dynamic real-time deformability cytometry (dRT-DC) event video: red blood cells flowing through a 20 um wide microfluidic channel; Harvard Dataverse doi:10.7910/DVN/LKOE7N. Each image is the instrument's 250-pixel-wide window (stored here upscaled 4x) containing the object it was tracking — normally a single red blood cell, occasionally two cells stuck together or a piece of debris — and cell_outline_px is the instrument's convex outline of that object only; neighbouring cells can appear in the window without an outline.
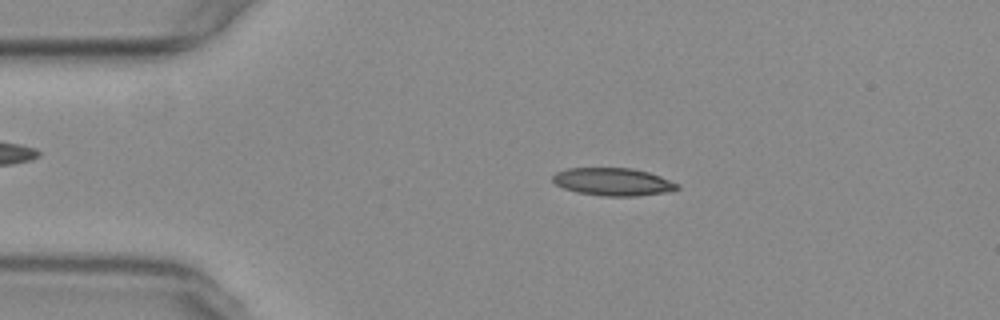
{"species": "common noctule bat (a hibernating species)", "species_latin": "Nyctalus noctula", "temperature_condition": "warm", "stored_images_in_passage": 47, "camera_frame_rate_fps": 3000, "um_per_image_px": 0.085, "animal": {"sex": "female", "body_mass_g": 29.2, "forearm_length_mm": 56.3}, "frame": {"image": 1, "passage_image": 3, "time_ms": 0.667, "image_size_px": [1000, 320], "cell_outline_px": [[680, 188], [668, 192], [636, 196], [604, 196], [576, 192], [564, 188], [556, 184], [552, 180], [552, 176], [556, 172], [568, 168], [632, 168], [648, 172], [660, 176], [680, 184]], "centroid_in_image_um": [52.12, 15.45], "position_along_channel_um": 32.9, "area_um2": 20.17}}
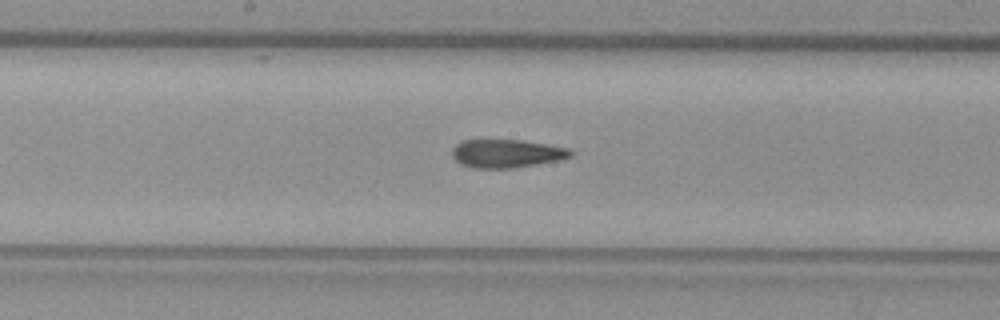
{"frame": {"image": 2, "passage_image": 20, "time_ms": 6.333, "image_size_px": [1000, 320], "cell_outline_px": [[572, 156], [560, 160], [512, 168], [472, 168], [460, 164], [452, 156], [452, 148], [456, 144], [464, 140], [524, 140], [572, 148]], "centroid_in_image_um": [43.08, 13.04], "position_along_channel_um": 205.1, "area_um2": 19.71}}
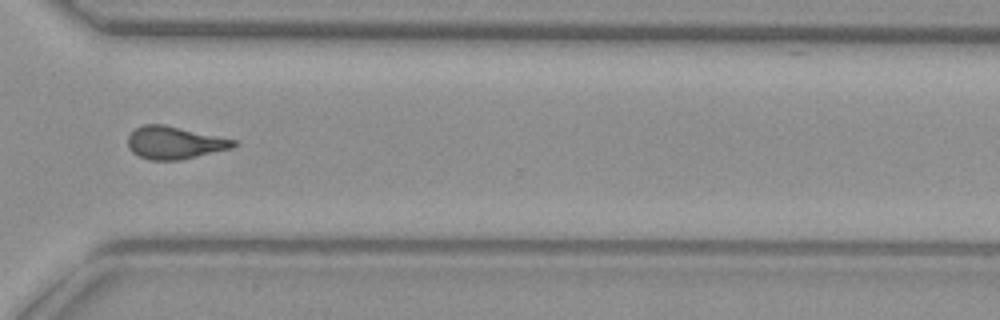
{"frame": {"image": 3, "passage_image": 32, "time_ms": 10.333, "image_size_px": [1000, 320], "cell_outline_px": [[236, 144], [232, 148], [180, 160], [148, 160], [132, 152], [128, 148], [128, 136], [136, 128], [144, 124], [164, 124], [236, 140]], "centroid_in_image_um": [14.81, 12.13], "position_along_channel_um": 355.8, "area_um2": 19.94}, "authors_computed_cell_mechanics": {"area_um2": 19.941, "velocity_mm_per_s": 3.7644, "shape_relaxation_time_tau1_ms": null, "shape_relaxation_time_tau2_ms": 2.4857, "deformation_change_tau1": null, "deformation_change_tau2": 0.1128}}